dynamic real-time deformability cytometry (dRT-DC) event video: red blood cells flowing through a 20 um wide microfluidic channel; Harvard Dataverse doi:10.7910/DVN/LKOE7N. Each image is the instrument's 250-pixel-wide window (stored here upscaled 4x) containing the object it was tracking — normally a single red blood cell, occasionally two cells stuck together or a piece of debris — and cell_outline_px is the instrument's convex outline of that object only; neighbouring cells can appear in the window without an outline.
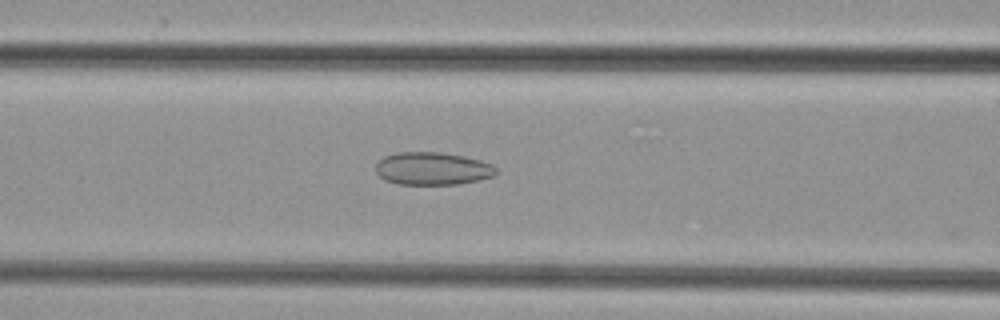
{"species": "common noctule bat (a hibernating species)", "species_latin": "Nyctalus noctula", "temperature_condition": "cold", "stored_images_in_passage": 28, "camera_frame_rate_fps": 3000, "um_per_image_px": 0.085, "animal": {"sex": "female", "body_mass_g": 29.2, "forearm_length_mm": 56.3}, "frame": {"image": 1, "passage_image": 15, "time_ms": 4.667, "image_size_px": [1000, 320], "cell_outline_px": [[496, 176], [480, 180], [456, 184], [396, 184], [384, 180], [376, 172], [376, 164], [384, 156], [396, 152], [440, 152], [464, 156], [480, 160], [492, 164], [496, 168]], "centroid_in_image_um": [36.77, 14.33], "position_along_channel_um": 129.8, "area_um2": 23.12}}
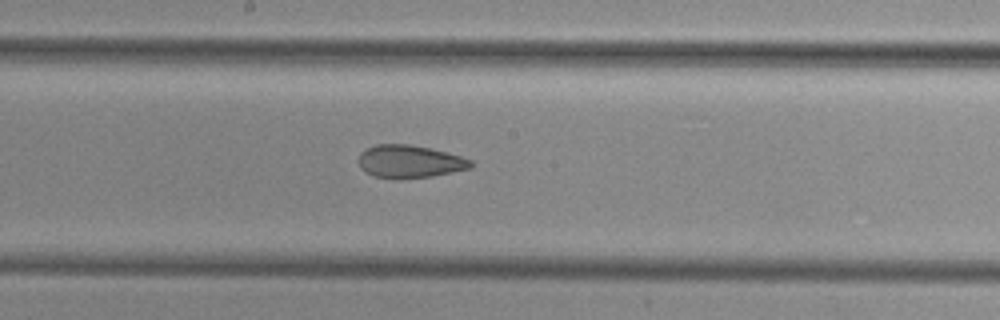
{"frame": {"image": 2, "passage_image": 21, "time_ms": 6.667, "image_size_px": [1000, 320], "cell_outline_px": [[472, 168], [432, 176], [400, 180], [396, 180], [372, 176], [364, 172], [360, 168], [356, 160], [360, 152], [376, 144], [408, 144], [432, 148], [460, 156], [472, 160]], "centroid_in_image_um": [34.76, 13.75], "position_along_channel_um": 213.4, "area_um2": 21.96}}
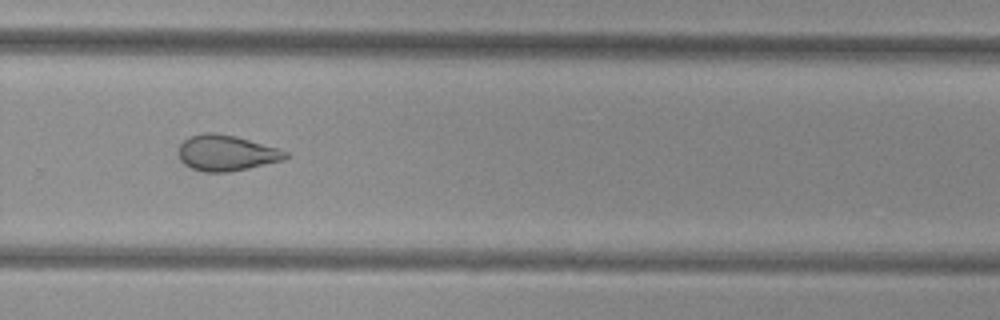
{"frame": {"image": 3, "passage_image": 28, "time_ms": 9.0, "image_size_px": [1000, 320], "cell_outline_px": [[288, 156], [284, 160], [248, 168], [228, 172], [200, 172], [184, 164], [180, 160], [180, 144], [188, 136], [204, 132], [216, 132], [236, 136], [280, 148], [288, 152]], "centroid_in_image_um": [19.25, 12.99], "position_along_channel_um": 310.5, "area_um2": 22.48}}